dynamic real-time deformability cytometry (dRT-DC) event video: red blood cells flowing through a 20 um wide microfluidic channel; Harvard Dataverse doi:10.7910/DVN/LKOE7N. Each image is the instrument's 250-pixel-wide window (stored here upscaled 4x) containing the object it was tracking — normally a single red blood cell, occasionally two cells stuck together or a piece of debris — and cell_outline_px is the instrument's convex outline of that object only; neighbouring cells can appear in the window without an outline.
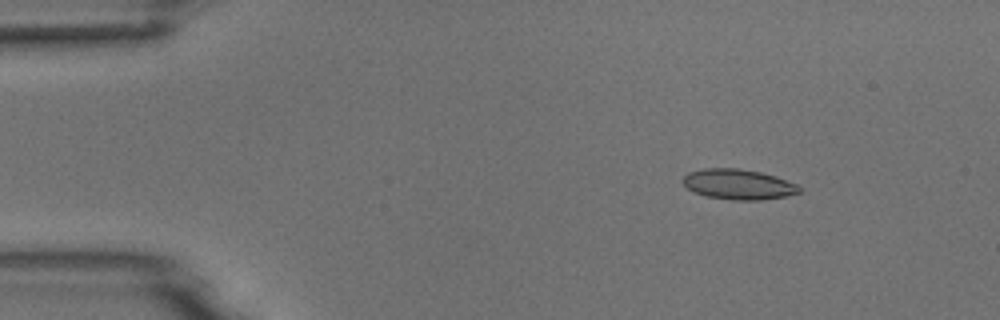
{"species": "common noctule bat (a hibernating species)", "species_latin": "Nyctalus noctula", "temperature_condition": "room temperature", "stored_images_in_passage": 4, "camera_frame_rate_fps": 3000, "um_per_image_px": 0.085, "animal": {"sex": "male", "body_mass_g": 18.8}, "frame": {"image": 1, "passage_image": 1, "time_ms": 0.0, "image_size_px": [1000, 320], "cell_outline_px": [[800, 192], [784, 196], [760, 200], [732, 200], [708, 196], [692, 192], [680, 180], [688, 172], [704, 168], [736, 168], [760, 172], [776, 176], [796, 184], [800, 188]], "centroid_in_image_um": [62.71, 15.66], "position_along_channel_um": 22.3, "area_um2": 20.46}}
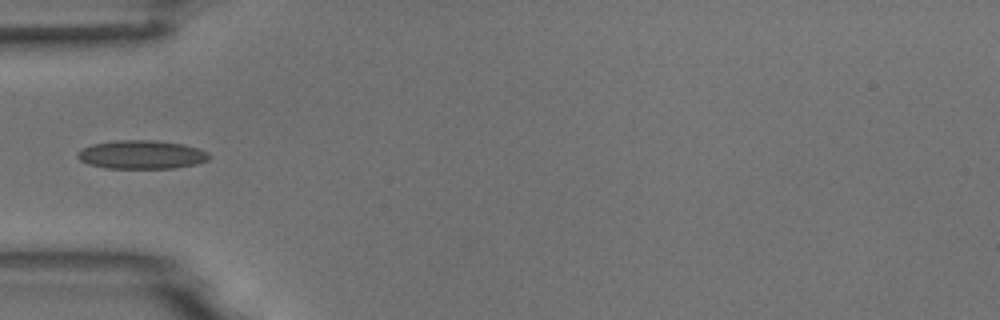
{"frame": {"image": 2, "passage_image": 4, "time_ms": 3.333, "image_size_px": [1000, 320], "cell_outline_px": [[212, 156], [208, 160], [196, 164], [176, 168], [104, 168], [88, 164], [80, 160], [76, 156], [76, 152], [92, 144], [116, 140], [156, 140], [184, 144], [208, 152]], "centroid_in_image_um": [12.04, 13.14], "position_along_channel_um": 73.0, "area_um2": 22.08}}